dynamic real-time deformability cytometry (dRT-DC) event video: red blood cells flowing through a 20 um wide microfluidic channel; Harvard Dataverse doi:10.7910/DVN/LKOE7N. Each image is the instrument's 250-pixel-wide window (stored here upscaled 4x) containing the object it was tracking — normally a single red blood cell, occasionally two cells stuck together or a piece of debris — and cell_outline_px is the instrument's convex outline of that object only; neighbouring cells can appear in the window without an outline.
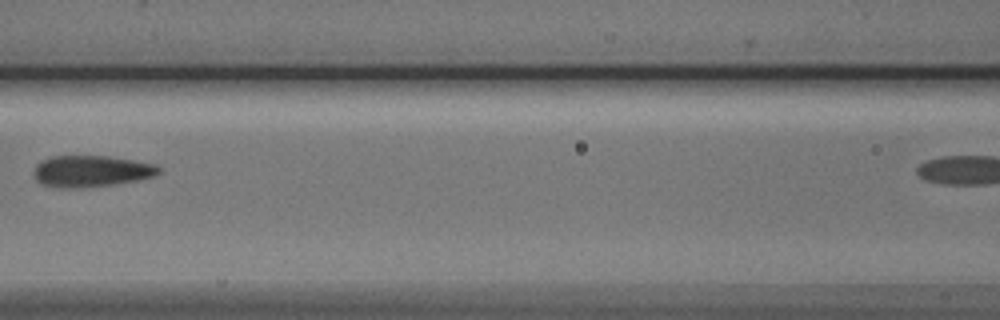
{"species": "Egyptian fruit bat (a non-hibernating species)", "species_latin": "Rousettus aegyptiacus", "temperature_condition": "cold", "stored_images_in_passage": 6, "segment_of_instrument_passage": [1, 2], "camera_frame_rate_fps": 3000, "um_per_image_px": 0.085, "animal": {"sex": "male"}, "frame": {"image": 1, "passage_image": 4, "time_ms": 4.667, "image_size_px": [1000, 320], "cell_outline_px": [[160, 172], [152, 176], [136, 180], [112, 184], [72, 188], [60, 188], [40, 184], [36, 180], [32, 172], [36, 164], [40, 160], [52, 156], [108, 156], [156, 164], [160, 168]], "centroid_in_image_um": [7.68, 14.54], "position_along_channel_um": 158.9, "area_um2": 22.83}}
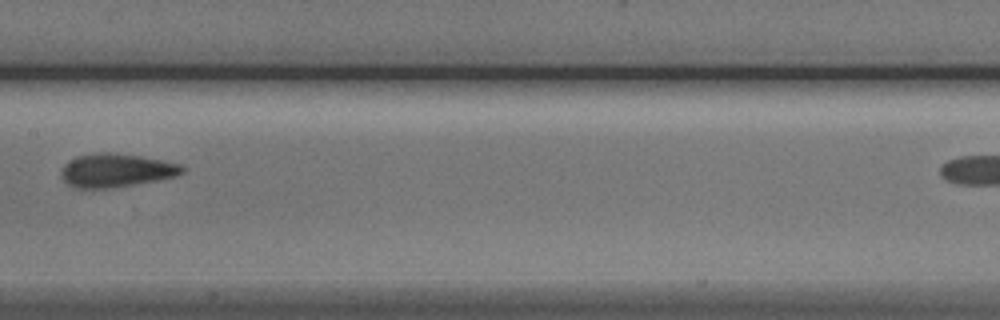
{"frame": {"image": 2, "passage_image": 5, "time_ms": 5.667, "image_size_px": [1000, 320], "cell_outline_px": [[188, 168], [184, 172], [176, 176], [156, 180], [108, 188], [72, 188], [64, 180], [64, 164], [76, 156], [104, 152], [112, 152], [140, 156], [180, 164]], "centroid_in_image_um": [9.91, 14.47], "position_along_channel_um": 197.5, "area_um2": 23.24}}